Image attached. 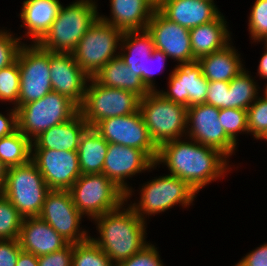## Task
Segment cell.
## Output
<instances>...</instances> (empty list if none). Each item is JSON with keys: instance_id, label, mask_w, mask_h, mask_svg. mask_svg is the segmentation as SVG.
I'll return each instance as SVG.
<instances>
[{"instance_id": "484cf974", "label": "cell", "mask_w": 267, "mask_h": 266, "mask_svg": "<svg viewBox=\"0 0 267 266\" xmlns=\"http://www.w3.org/2000/svg\"><path fill=\"white\" fill-rule=\"evenodd\" d=\"M226 23L223 14H220L215 20L190 29L193 60H199L230 44L231 37Z\"/></svg>"}, {"instance_id": "d6a6232c", "label": "cell", "mask_w": 267, "mask_h": 266, "mask_svg": "<svg viewBox=\"0 0 267 266\" xmlns=\"http://www.w3.org/2000/svg\"><path fill=\"white\" fill-rule=\"evenodd\" d=\"M22 220L18 210L0 194V240L18 239Z\"/></svg>"}, {"instance_id": "f1b7e54d", "label": "cell", "mask_w": 267, "mask_h": 266, "mask_svg": "<svg viewBox=\"0 0 267 266\" xmlns=\"http://www.w3.org/2000/svg\"><path fill=\"white\" fill-rule=\"evenodd\" d=\"M108 144L93 127L84 131L77 150L82 174L102 173Z\"/></svg>"}, {"instance_id": "1f68e13d", "label": "cell", "mask_w": 267, "mask_h": 266, "mask_svg": "<svg viewBox=\"0 0 267 266\" xmlns=\"http://www.w3.org/2000/svg\"><path fill=\"white\" fill-rule=\"evenodd\" d=\"M72 266H115L91 239L73 244Z\"/></svg>"}, {"instance_id": "6da1fadb", "label": "cell", "mask_w": 267, "mask_h": 266, "mask_svg": "<svg viewBox=\"0 0 267 266\" xmlns=\"http://www.w3.org/2000/svg\"><path fill=\"white\" fill-rule=\"evenodd\" d=\"M189 140L174 139L162 143L155 165L165 164L170 175L184 180L198 193L211 181L224 176L229 161L220 150Z\"/></svg>"}, {"instance_id": "8992f818", "label": "cell", "mask_w": 267, "mask_h": 266, "mask_svg": "<svg viewBox=\"0 0 267 266\" xmlns=\"http://www.w3.org/2000/svg\"><path fill=\"white\" fill-rule=\"evenodd\" d=\"M139 110L151 139L158 147L186 134L187 107L164 98L158 90L140 98Z\"/></svg>"}, {"instance_id": "681fc988", "label": "cell", "mask_w": 267, "mask_h": 266, "mask_svg": "<svg viewBox=\"0 0 267 266\" xmlns=\"http://www.w3.org/2000/svg\"><path fill=\"white\" fill-rule=\"evenodd\" d=\"M155 4H156V6L161 2V1H163V0H152Z\"/></svg>"}, {"instance_id": "2e32d148", "label": "cell", "mask_w": 267, "mask_h": 266, "mask_svg": "<svg viewBox=\"0 0 267 266\" xmlns=\"http://www.w3.org/2000/svg\"><path fill=\"white\" fill-rule=\"evenodd\" d=\"M169 91H158L164 98L185 107L203 104L208 92V80L199 60L178 63L169 76Z\"/></svg>"}, {"instance_id": "e0dca14e", "label": "cell", "mask_w": 267, "mask_h": 266, "mask_svg": "<svg viewBox=\"0 0 267 266\" xmlns=\"http://www.w3.org/2000/svg\"><path fill=\"white\" fill-rule=\"evenodd\" d=\"M154 167L155 162L143 150L109 143L102 173L123 190L128 199L132 196V187L124 180Z\"/></svg>"}, {"instance_id": "d4e9b609", "label": "cell", "mask_w": 267, "mask_h": 266, "mask_svg": "<svg viewBox=\"0 0 267 266\" xmlns=\"http://www.w3.org/2000/svg\"><path fill=\"white\" fill-rule=\"evenodd\" d=\"M59 0H25L20 17L28 37L38 43L49 31L61 8Z\"/></svg>"}, {"instance_id": "816d5d0a", "label": "cell", "mask_w": 267, "mask_h": 266, "mask_svg": "<svg viewBox=\"0 0 267 266\" xmlns=\"http://www.w3.org/2000/svg\"><path fill=\"white\" fill-rule=\"evenodd\" d=\"M264 95L267 97V84H266V87H265Z\"/></svg>"}, {"instance_id": "74e56055", "label": "cell", "mask_w": 267, "mask_h": 266, "mask_svg": "<svg viewBox=\"0 0 267 266\" xmlns=\"http://www.w3.org/2000/svg\"><path fill=\"white\" fill-rule=\"evenodd\" d=\"M12 35L6 30H0V70L16 61L17 54L22 45L21 37L16 38Z\"/></svg>"}, {"instance_id": "f546056e", "label": "cell", "mask_w": 267, "mask_h": 266, "mask_svg": "<svg viewBox=\"0 0 267 266\" xmlns=\"http://www.w3.org/2000/svg\"><path fill=\"white\" fill-rule=\"evenodd\" d=\"M31 144L18 129L0 138V161L6 168L27 163L31 159Z\"/></svg>"}, {"instance_id": "d6986e66", "label": "cell", "mask_w": 267, "mask_h": 266, "mask_svg": "<svg viewBox=\"0 0 267 266\" xmlns=\"http://www.w3.org/2000/svg\"><path fill=\"white\" fill-rule=\"evenodd\" d=\"M49 65L52 90L68 97L80 107L90 77L76 63L72 53L49 51Z\"/></svg>"}, {"instance_id": "7dc6e473", "label": "cell", "mask_w": 267, "mask_h": 266, "mask_svg": "<svg viewBox=\"0 0 267 266\" xmlns=\"http://www.w3.org/2000/svg\"><path fill=\"white\" fill-rule=\"evenodd\" d=\"M264 47L266 49L260 59L259 66H258V73L261 78L267 79V45H265Z\"/></svg>"}, {"instance_id": "9a60e30c", "label": "cell", "mask_w": 267, "mask_h": 266, "mask_svg": "<svg viewBox=\"0 0 267 266\" xmlns=\"http://www.w3.org/2000/svg\"><path fill=\"white\" fill-rule=\"evenodd\" d=\"M31 160L50 190H69L82 174L77 151L31 148Z\"/></svg>"}, {"instance_id": "836d02e7", "label": "cell", "mask_w": 267, "mask_h": 266, "mask_svg": "<svg viewBox=\"0 0 267 266\" xmlns=\"http://www.w3.org/2000/svg\"><path fill=\"white\" fill-rule=\"evenodd\" d=\"M20 91V70L16 60L10 66L0 70V100L14 103L18 108V97Z\"/></svg>"}, {"instance_id": "f6af8a7d", "label": "cell", "mask_w": 267, "mask_h": 266, "mask_svg": "<svg viewBox=\"0 0 267 266\" xmlns=\"http://www.w3.org/2000/svg\"><path fill=\"white\" fill-rule=\"evenodd\" d=\"M7 115L5 117L0 113V138L10 135L18 129L17 109H11Z\"/></svg>"}, {"instance_id": "d590c367", "label": "cell", "mask_w": 267, "mask_h": 266, "mask_svg": "<svg viewBox=\"0 0 267 266\" xmlns=\"http://www.w3.org/2000/svg\"><path fill=\"white\" fill-rule=\"evenodd\" d=\"M219 121L225 133L235 142L237 134L248 133L247 110L239 108L220 109ZM237 133V134H236Z\"/></svg>"}, {"instance_id": "f35d334b", "label": "cell", "mask_w": 267, "mask_h": 266, "mask_svg": "<svg viewBox=\"0 0 267 266\" xmlns=\"http://www.w3.org/2000/svg\"><path fill=\"white\" fill-rule=\"evenodd\" d=\"M115 266H164L157 248L148 243L138 253L117 263Z\"/></svg>"}, {"instance_id": "f5cc1de1", "label": "cell", "mask_w": 267, "mask_h": 266, "mask_svg": "<svg viewBox=\"0 0 267 266\" xmlns=\"http://www.w3.org/2000/svg\"><path fill=\"white\" fill-rule=\"evenodd\" d=\"M263 140L265 139L266 141H267V134H266V136L264 137V138H262Z\"/></svg>"}, {"instance_id": "ba28073f", "label": "cell", "mask_w": 267, "mask_h": 266, "mask_svg": "<svg viewBox=\"0 0 267 266\" xmlns=\"http://www.w3.org/2000/svg\"><path fill=\"white\" fill-rule=\"evenodd\" d=\"M86 87L79 112L89 127H95L101 120L125 116L139 110L140 97L134 92L109 88L99 84L93 77Z\"/></svg>"}, {"instance_id": "8d00e7d4", "label": "cell", "mask_w": 267, "mask_h": 266, "mask_svg": "<svg viewBox=\"0 0 267 266\" xmlns=\"http://www.w3.org/2000/svg\"><path fill=\"white\" fill-rule=\"evenodd\" d=\"M249 32L252 40L261 41L267 35V0H256L249 17Z\"/></svg>"}, {"instance_id": "9c48e42d", "label": "cell", "mask_w": 267, "mask_h": 266, "mask_svg": "<svg viewBox=\"0 0 267 266\" xmlns=\"http://www.w3.org/2000/svg\"><path fill=\"white\" fill-rule=\"evenodd\" d=\"M122 35V30L98 17L78 42L72 55L82 70L92 78L105 64L118 56L115 52L120 48Z\"/></svg>"}, {"instance_id": "5b68a950", "label": "cell", "mask_w": 267, "mask_h": 266, "mask_svg": "<svg viewBox=\"0 0 267 266\" xmlns=\"http://www.w3.org/2000/svg\"><path fill=\"white\" fill-rule=\"evenodd\" d=\"M49 191L44 177L31 159L25 164L7 168L2 194L23 218L39 216Z\"/></svg>"}, {"instance_id": "3957f363", "label": "cell", "mask_w": 267, "mask_h": 266, "mask_svg": "<svg viewBox=\"0 0 267 266\" xmlns=\"http://www.w3.org/2000/svg\"><path fill=\"white\" fill-rule=\"evenodd\" d=\"M93 0H77L61 8L49 31L38 44L53 53H72L99 17Z\"/></svg>"}, {"instance_id": "c3c4849f", "label": "cell", "mask_w": 267, "mask_h": 266, "mask_svg": "<svg viewBox=\"0 0 267 266\" xmlns=\"http://www.w3.org/2000/svg\"><path fill=\"white\" fill-rule=\"evenodd\" d=\"M6 166L0 161V194H2L6 182Z\"/></svg>"}, {"instance_id": "cb8c5ba5", "label": "cell", "mask_w": 267, "mask_h": 266, "mask_svg": "<svg viewBox=\"0 0 267 266\" xmlns=\"http://www.w3.org/2000/svg\"><path fill=\"white\" fill-rule=\"evenodd\" d=\"M120 43V50L123 52H118V55L129 67L130 72L140 77L146 85L147 61L155 49L152 35L147 29L124 31Z\"/></svg>"}, {"instance_id": "7402d4cb", "label": "cell", "mask_w": 267, "mask_h": 266, "mask_svg": "<svg viewBox=\"0 0 267 266\" xmlns=\"http://www.w3.org/2000/svg\"><path fill=\"white\" fill-rule=\"evenodd\" d=\"M111 15L99 18L124 31L147 29L153 12L157 9L152 0H110Z\"/></svg>"}, {"instance_id": "ab89813d", "label": "cell", "mask_w": 267, "mask_h": 266, "mask_svg": "<svg viewBox=\"0 0 267 266\" xmlns=\"http://www.w3.org/2000/svg\"><path fill=\"white\" fill-rule=\"evenodd\" d=\"M205 103L219 109L229 108V82L209 81Z\"/></svg>"}, {"instance_id": "44dd1931", "label": "cell", "mask_w": 267, "mask_h": 266, "mask_svg": "<svg viewBox=\"0 0 267 266\" xmlns=\"http://www.w3.org/2000/svg\"><path fill=\"white\" fill-rule=\"evenodd\" d=\"M18 241L23 251L37 257L61 250L69 244L39 217L23 218Z\"/></svg>"}, {"instance_id": "4dcf8cb0", "label": "cell", "mask_w": 267, "mask_h": 266, "mask_svg": "<svg viewBox=\"0 0 267 266\" xmlns=\"http://www.w3.org/2000/svg\"><path fill=\"white\" fill-rule=\"evenodd\" d=\"M245 69L229 82V108L247 110L258 98V88Z\"/></svg>"}, {"instance_id": "60d3db41", "label": "cell", "mask_w": 267, "mask_h": 266, "mask_svg": "<svg viewBox=\"0 0 267 266\" xmlns=\"http://www.w3.org/2000/svg\"><path fill=\"white\" fill-rule=\"evenodd\" d=\"M73 243L53 253L38 257L39 266H72Z\"/></svg>"}, {"instance_id": "ee69618b", "label": "cell", "mask_w": 267, "mask_h": 266, "mask_svg": "<svg viewBox=\"0 0 267 266\" xmlns=\"http://www.w3.org/2000/svg\"><path fill=\"white\" fill-rule=\"evenodd\" d=\"M235 266H267V243L246 254Z\"/></svg>"}, {"instance_id": "277c9868", "label": "cell", "mask_w": 267, "mask_h": 266, "mask_svg": "<svg viewBox=\"0 0 267 266\" xmlns=\"http://www.w3.org/2000/svg\"><path fill=\"white\" fill-rule=\"evenodd\" d=\"M79 107L58 92H49L41 99L17 108L18 130L31 142L47 129L67 122Z\"/></svg>"}, {"instance_id": "8fae6325", "label": "cell", "mask_w": 267, "mask_h": 266, "mask_svg": "<svg viewBox=\"0 0 267 266\" xmlns=\"http://www.w3.org/2000/svg\"><path fill=\"white\" fill-rule=\"evenodd\" d=\"M20 70L18 107L52 92L49 51L38 43L22 44L17 54Z\"/></svg>"}, {"instance_id": "bcb514c9", "label": "cell", "mask_w": 267, "mask_h": 266, "mask_svg": "<svg viewBox=\"0 0 267 266\" xmlns=\"http://www.w3.org/2000/svg\"><path fill=\"white\" fill-rule=\"evenodd\" d=\"M16 266H39L38 257L22 250L19 253Z\"/></svg>"}, {"instance_id": "7a4b0ae2", "label": "cell", "mask_w": 267, "mask_h": 266, "mask_svg": "<svg viewBox=\"0 0 267 266\" xmlns=\"http://www.w3.org/2000/svg\"><path fill=\"white\" fill-rule=\"evenodd\" d=\"M124 205L93 219L100 238L91 239L114 265L130 258L148 244L145 241L146 221L130 205L127 209L122 208Z\"/></svg>"}, {"instance_id": "ffe728a7", "label": "cell", "mask_w": 267, "mask_h": 266, "mask_svg": "<svg viewBox=\"0 0 267 266\" xmlns=\"http://www.w3.org/2000/svg\"><path fill=\"white\" fill-rule=\"evenodd\" d=\"M207 0H163L157 10L168 20L187 29L215 20L221 12Z\"/></svg>"}, {"instance_id": "30bf717a", "label": "cell", "mask_w": 267, "mask_h": 266, "mask_svg": "<svg viewBox=\"0 0 267 266\" xmlns=\"http://www.w3.org/2000/svg\"><path fill=\"white\" fill-rule=\"evenodd\" d=\"M140 192V201L130 206L144 221L145 214L152 216L178 203L186 208L194 201L197 193L187 182L170 174L148 181Z\"/></svg>"}, {"instance_id": "4fadbf2b", "label": "cell", "mask_w": 267, "mask_h": 266, "mask_svg": "<svg viewBox=\"0 0 267 266\" xmlns=\"http://www.w3.org/2000/svg\"><path fill=\"white\" fill-rule=\"evenodd\" d=\"M38 217L69 243L76 244L90 237L87 231L79 229L83 215L74 205L69 190H50Z\"/></svg>"}, {"instance_id": "603a6c76", "label": "cell", "mask_w": 267, "mask_h": 266, "mask_svg": "<svg viewBox=\"0 0 267 266\" xmlns=\"http://www.w3.org/2000/svg\"><path fill=\"white\" fill-rule=\"evenodd\" d=\"M88 127L83 116L78 112L67 122L42 132L31 142V148L77 151L80 137Z\"/></svg>"}, {"instance_id": "4316f807", "label": "cell", "mask_w": 267, "mask_h": 266, "mask_svg": "<svg viewBox=\"0 0 267 266\" xmlns=\"http://www.w3.org/2000/svg\"><path fill=\"white\" fill-rule=\"evenodd\" d=\"M99 84L134 92L140 98L146 96L150 90L118 55L105 64L93 77Z\"/></svg>"}, {"instance_id": "5bb4252c", "label": "cell", "mask_w": 267, "mask_h": 266, "mask_svg": "<svg viewBox=\"0 0 267 266\" xmlns=\"http://www.w3.org/2000/svg\"><path fill=\"white\" fill-rule=\"evenodd\" d=\"M219 113V108L206 103L188 107L186 135L193 141L220 150L229 158L237 143L225 133Z\"/></svg>"}, {"instance_id": "ac0fdd59", "label": "cell", "mask_w": 267, "mask_h": 266, "mask_svg": "<svg viewBox=\"0 0 267 266\" xmlns=\"http://www.w3.org/2000/svg\"><path fill=\"white\" fill-rule=\"evenodd\" d=\"M152 35L154 48L179 63L193 60L190 30L164 17L157 9L147 26Z\"/></svg>"}, {"instance_id": "e575fe53", "label": "cell", "mask_w": 267, "mask_h": 266, "mask_svg": "<svg viewBox=\"0 0 267 266\" xmlns=\"http://www.w3.org/2000/svg\"><path fill=\"white\" fill-rule=\"evenodd\" d=\"M248 133L255 139H262L267 134V97H258L247 109Z\"/></svg>"}, {"instance_id": "f907efd6", "label": "cell", "mask_w": 267, "mask_h": 266, "mask_svg": "<svg viewBox=\"0 0 267 266\" xmlns=\"http://www.w3.org/2000/svg\"><path fill=\"white\" fill-rule=\"evenodd\" d=\"M261 41H264V43L267 45V35Z\"/></svg>"}, {"instance_id": "83f0119b", "label": "cell", "mask_w": 267, "mask_h": 266, "mask_svg": "<svg viewBox=\"0 0 267 266\" xmlns=\"http://www.w3.org/2000/svg\"><path fill=\"white\" fill-rule=\"evenodd\" d=\"M199 64L202 66V73L208 81L230 82L244 70L240 56L231 44L201 57Z\"/></svg>"}, {"instance_id": "52a82bcc", "label": "cell", "mask_w": 267, "mask_h": 266, "mask_svg": "<svg viewBox=\"0 0 267 266\" xmlns=\"http://www.w3.org/2000/svg\"><path fill=\"white\" fill-rule=\"evenodd\" d=\"M69 192L78 211L91 219L115 210L128 201L126 193L103 173L81 174Z\"/></svg>"}, {"instance_id": "7c38bea8", "label": "cell", "mask_w": 267, "mask_h": 266, "mask_svg": "<svg viewBox=\"0 0 267 266\" xmlns=\"http://www.w3.org/2000/svg\"><path fill=\"white\" fill-rule=\"evenodd\" d=\"M94 129L108 142L143 150L154 162L158 146L151 139L140 110L101 120Z\"/></svg>"}, {"instance_id": "b9f144b4", "label": "cell", "mask_w": 267, "mask_h": 266, "mask_svg": "<svg viewBox=\"0 0 267 266\" xmlns=\"http://www.w3.org/2000/svg\"><path fill=\"white\" fill-rule=\"evenodd\" d=\"M21 251L18 239L0 240V266H16Z\"/></svg>"}, {"instance_id": "7bdbcfd3", "label": "cell", "mask_w": 267, "mask_h": 266, "mask_svg": "<svg viewBox=\"0 0 267 266\" xmlns=\"http://www.w3.org/2000/svg\"><path fill=\"white\" fill-rule=\"evenodd\" d=\"M167 58H169V57L167 55H165L162 51L157 50V49H154L152 56L148 58L147 65H146V87L150 91H157V89L155 88V83L153 82L154 81L153 75H155V73L157 71L159 72V71L163 70V68H165L164 61H166ZM153 61H154V63H153ZM155 62L158 63L157 66L155 65L156 68L154 66Z\"/></svg>"}]
</instances>
